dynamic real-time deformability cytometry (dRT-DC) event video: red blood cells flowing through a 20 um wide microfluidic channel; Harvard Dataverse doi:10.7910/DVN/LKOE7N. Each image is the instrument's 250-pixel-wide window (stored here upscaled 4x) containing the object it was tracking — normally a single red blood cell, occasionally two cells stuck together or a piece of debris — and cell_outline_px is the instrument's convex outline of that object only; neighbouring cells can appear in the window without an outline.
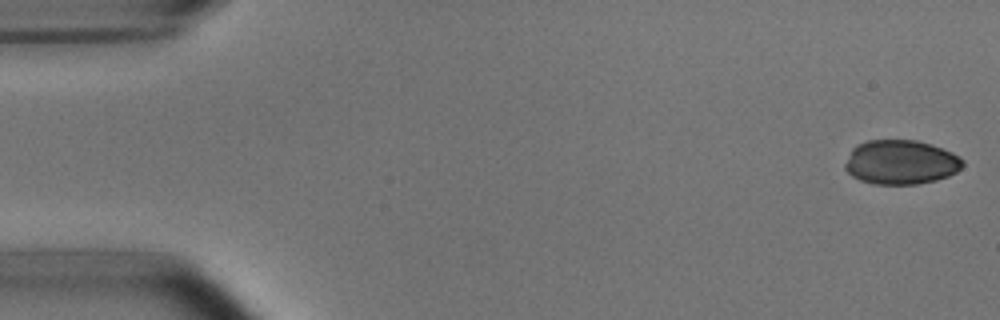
{"species": "common noctule bat (a hibernating species)", "species_latin": "Nyctalus noctula", "temperature_condition": "room temperature", "stored_images_in_passage": 5, "camera_frame_rate_fps": 3000, "um_per_image_px": 0.085, "animal": {"sex": "male", "body_mass_g": 15.6}, "frame": {"image": 1, "passage_image": 1, "time_ms": 0.0, "image_size_px": [1000, 320], "cell_outline_px": [[964, 164], [956, 172], [948, 176], [936, 180], [916, 184], [872, 184], [860, 180], [852, 176], [844, 168], [844, 164], [852, 148], [868, 140], [916, 140], [932, 144], [952, 152], [960, 156], [964, 160]], "centroid_in_image_um": [76.58, 13.79], "position_along_channel_um": 8.4, "area_um2": 30.52}}
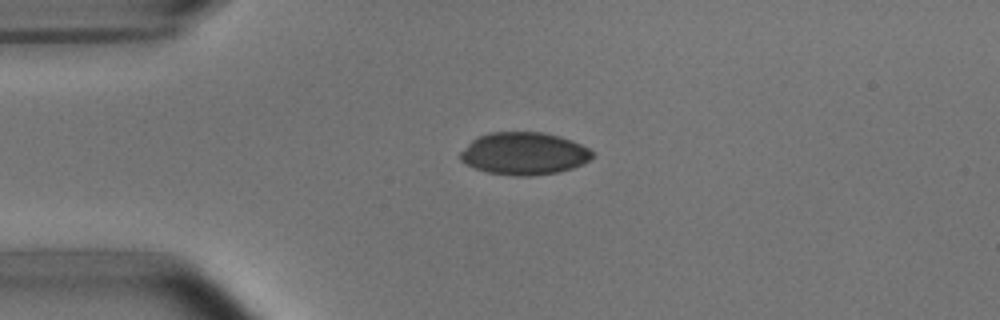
{"frame": {"image": 2, "passage_image": 4, "time_ms": 3.667, "image_size_px": [1000, 320], "cell_outline_px": [[596, 156], [584, 164], [572, 168], [556, 172], [528, 176], [516, 176], [488, 172], [476, 168], [460, 160], [460, 152], [476, 136], [488, 132], [544, 132], [560, 136], [572, 140], [596, 152]], "centroid_in_image_um": [44.58, 13.04], "position_along_channel_um": 40.4, "area_um2": 32.83}}